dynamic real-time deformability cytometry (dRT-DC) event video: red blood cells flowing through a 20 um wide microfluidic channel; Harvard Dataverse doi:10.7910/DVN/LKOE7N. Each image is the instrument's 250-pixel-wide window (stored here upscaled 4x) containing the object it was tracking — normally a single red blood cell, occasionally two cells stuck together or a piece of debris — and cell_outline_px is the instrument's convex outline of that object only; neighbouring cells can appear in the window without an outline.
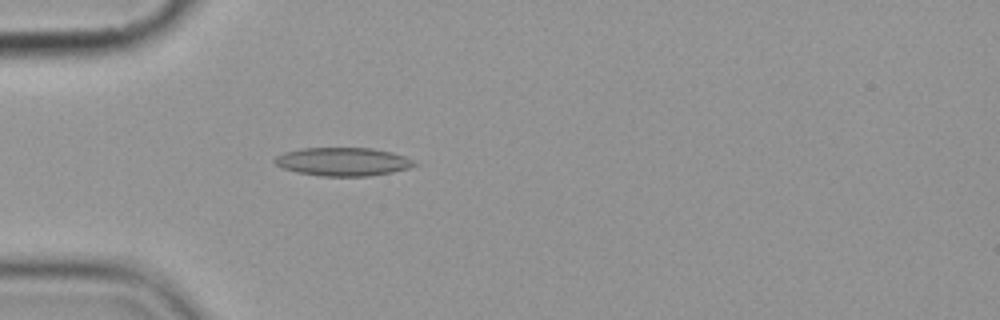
{"species": "common noctule bat (a hibernating species)", "species_latin": "Nyctalus noctula", "temperature_condition": "cold", "stored_images_in_passage": 3, "camera_frame_rate_fps": 3000, "um_per_image_px": 0.085, "animal": {"sex": "female", "body_mass_g": 19.9}, "frame": {"image": 1, "passage_image": 3, "time_ms": 3.0, "image_size_px": [1000, 320], "cell_outline_px": [[420, 164], [408, 168], [392, 172], [368, 176], [320, 176], [296, 172], [284, 168], [276, 164], [272, 160], [276, 156], [284, 152], [304, 148], [372, 148], [392, 152], [404, 156]], "centroid_in_image_um": [29.15, 13.74], "position_along_channel_um": 55.9, "area_um2": 23.06}}